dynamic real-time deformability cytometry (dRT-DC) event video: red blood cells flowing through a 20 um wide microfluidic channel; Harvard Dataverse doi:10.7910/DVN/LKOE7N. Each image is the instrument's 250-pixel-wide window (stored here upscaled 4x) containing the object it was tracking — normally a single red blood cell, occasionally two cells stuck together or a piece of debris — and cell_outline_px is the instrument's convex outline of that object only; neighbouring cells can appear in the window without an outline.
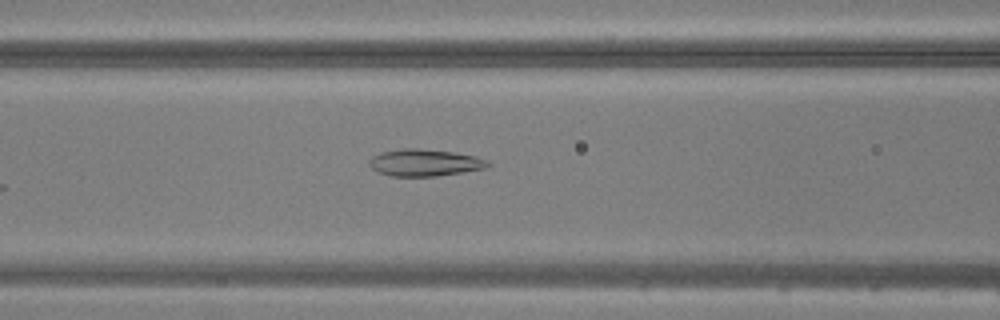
{"species": "common noctule bat (a hibernating species)", "species_latin": "Nyctalus noctula", "temperature_condition": "warm", "stored_images_in_passage": 42, "camera_frame_rate_fps": 3000, "um_per_image_px": 0.085, "animal": {"sex": "male", "body_mass_g": 20.5, "forearm_length_mm": 52.5}, "frame": {"image": 1, "passage_image": 15, "time_ms": 4.667, "image_size_px": [1000, 320], "cell_outline_px": [[492, 164], [484, 168], [436, 176], [392, 176], [376, 172], [368, 164], [368, 160], [372, 156], [380, 152], [404, 148], [420, 148], [452, 152], [476, 156], [488, 160]], "centroid_in_image_um": [36.05, 13.82], "position_along_channel_um": 130.5, "area_um2": 18.67}}
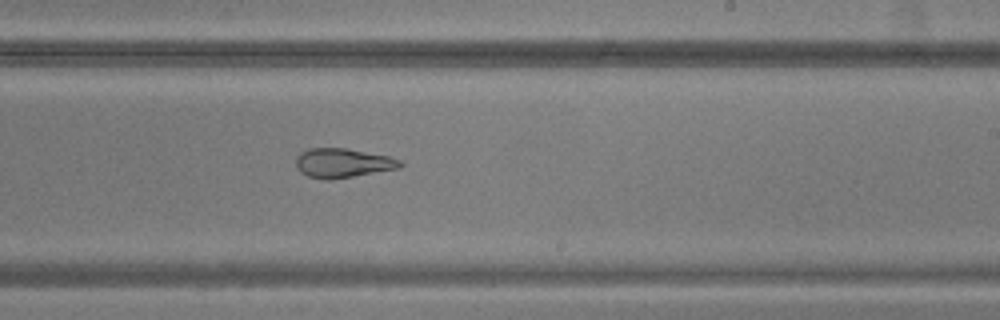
{"frame": {"image": 2, "passage_image": 24, "time_ms": 7.667, "image_size_px": [1000, 320], "cell_outline_px": [[404, 164], [400, 168], [328, 180], [324, 180], [308, 176], [300, 172], [296, 168], [296, 156], [300, 152], [308, 148], [344, 148], [388, 156], [400, 160]], "centroid_in_image_um": [29.09, 13.85], "position_along_channel_um": 259.9, "area_um2": 17.74}}
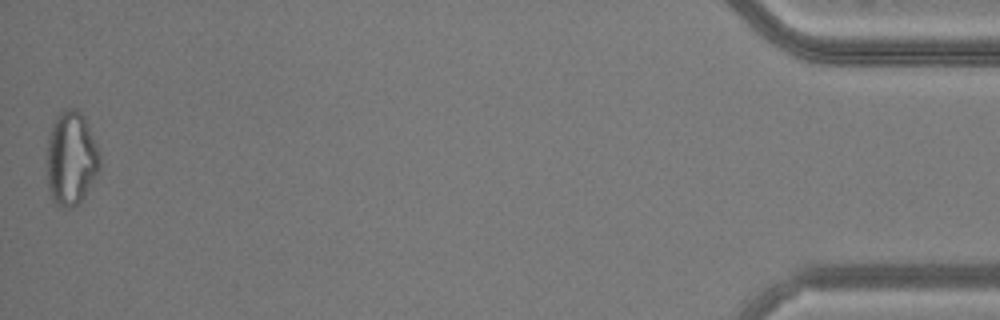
{"frame": {"image": 3, "passage_image": 42, "time_ms": 13.667, "image_size_px": [1000, 320], "cell_outline_px": [[100, 168], [84, 196], [76, 204], [68, 208], [64, 208], [56, 204], [52, 200], [48, 188], [48, 136], [52, 124], [56, 116], [64, 108], [76, 108], [84, 116], [96, 144], [100, 156]], "centroid_in_image_um": [6.04, 13.44], "position_along_channel_um": 429.2, "area_um2": 28.73}}